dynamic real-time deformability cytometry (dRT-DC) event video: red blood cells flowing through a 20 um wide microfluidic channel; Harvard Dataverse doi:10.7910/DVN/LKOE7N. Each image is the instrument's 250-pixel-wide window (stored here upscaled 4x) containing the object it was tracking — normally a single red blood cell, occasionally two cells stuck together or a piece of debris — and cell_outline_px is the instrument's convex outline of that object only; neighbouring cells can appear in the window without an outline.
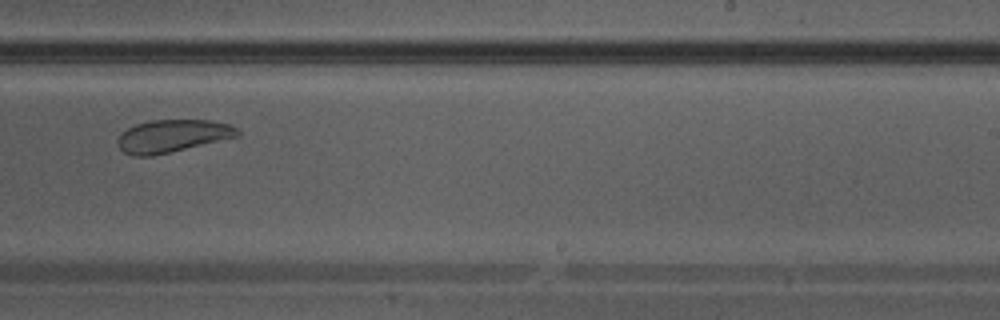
{"species": "Egyptian fruit bat (a non-hibernating species)", "species_latin": "Rousettus aegyptiacus", "temperature_condition": "warm", "stored_images_in_passage": 34, "camera_frame_rate_fps": 3000, "um_per_image_px": 0.085, "animal": {"sex": "male"}, "frame": {"image": 1, "passage_image": 20, "time_ms": 6.333, "image_size_px": [1000, 320], "cell_outline_px": [[240, 136], [152, 156], [132, 156], [124, 152], [116, 144], [120, 136], [128, 128], [136, 124], [152, 120], [208, 120], [232, 124], [240, 132]], "centroid_in_image_um": [14.68, 11.56], "position_along_channel_um": 274.3, "area_um2": 22.66}}